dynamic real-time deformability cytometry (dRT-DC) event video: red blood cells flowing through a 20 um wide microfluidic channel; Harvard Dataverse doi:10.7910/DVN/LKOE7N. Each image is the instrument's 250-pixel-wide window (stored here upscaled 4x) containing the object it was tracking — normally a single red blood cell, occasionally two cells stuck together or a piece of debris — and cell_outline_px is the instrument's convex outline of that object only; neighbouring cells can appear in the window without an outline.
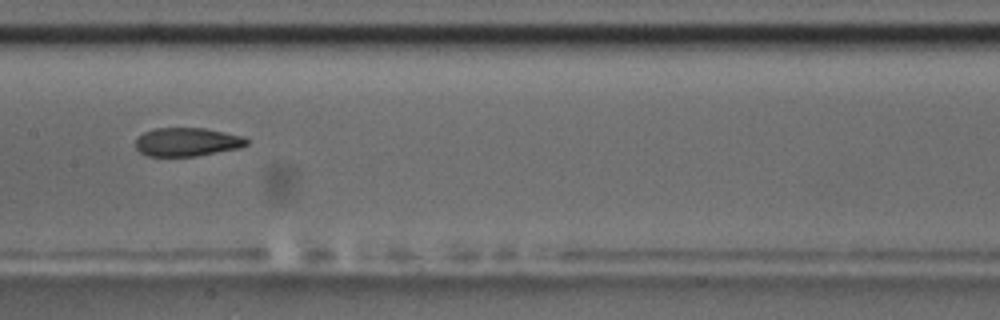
{"species": "common noctule bat (a hibernating species)", "species_latin": "Nyctalus noctula", "temperature_condition": "room temperature", "stored_images_in_passage": 9, "camera_frame_rate_fps": 3000, "um_per_image_px": 0.085, "animal": {"sex": "male", "body_mass_g": 17.5, "forearm_length_mm": 52.3}, "frame": {"image": 1, "passage_image": 8, "time_ms": 8.333, "image_size_px": [1000, 320], "cell_outline_px": [[248, 144], [240, 148], [196, 156], [148, 156], [140, 152], [136, 148], [136, 136], [144, 132], [156, 128], [204, 128], [244, 136], [248, 140]], "centroid_in_image_um": [15.9, 12.06], "position_along_channel_um": 191.5, "area_um2": 18.55}}